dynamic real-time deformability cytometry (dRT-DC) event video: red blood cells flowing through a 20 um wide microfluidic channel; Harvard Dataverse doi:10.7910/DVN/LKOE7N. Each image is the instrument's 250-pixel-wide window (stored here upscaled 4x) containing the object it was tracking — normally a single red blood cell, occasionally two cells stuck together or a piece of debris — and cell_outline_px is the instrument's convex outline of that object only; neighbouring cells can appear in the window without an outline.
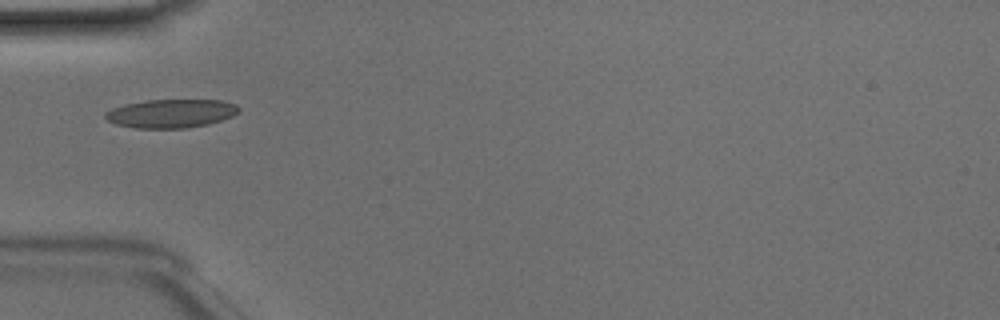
{"species": "Egyptian fruit bat (a non-hibernating species)", "species_latin": "Rousettus aegyptiacus", "temperature_condition": "room temperature", "stored_images_in_passage": 34, "camera_frame_rate_fps": 3000, "um_per_image_px": 0.085, "animal": {"sex": "male"}, "frame": {"image": 1, "passage_image": 1, "time_ms": 0.0, "image_size_px": [1000, 320], "cell_outline_px": [[240, 112], [232, 116], [208, 124], [184, 128], [136, 128], [116, 124], [108, 120], [104, 116], [104, 112], [112, 108], [124, 104], [144, 100], [220, 100], [236, 104], [240, 108]], "centroid_in_image_um": [14.53, 9.64], "position_along_channel_um": 70.5, "area_um2": 22.25}}
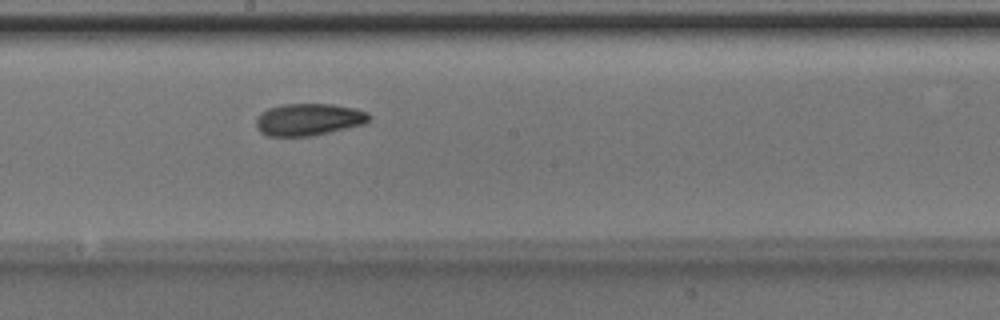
{"frame": {"image": 2, "passage_image": 12, "time_ms": 3.667, "image_size_px": [1000, 320], "cell_outline_px": [[372, 116], [364, 124], [312, 136], [268, 136], [260, 132], [256, 128], [256, 116], [260, 112], [268, 108], [280, 104], [332, 104], [356, 108], [368, 112]], "centroid_in_image_um": [26.21, 10.15], "position_along_channel_um": 222.0, "area_um2": 21.39}}
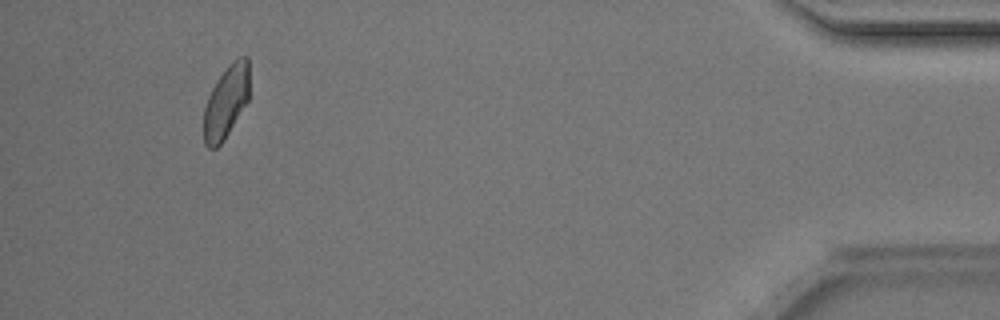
{"frame": {"image": 3, "passage_image": 31, "time_ms": 10.0, "image_size_px": [1000, 320], "cell_outline_px": [[248, 100], [224, 140], [216, 148], [208, 148], [204, 144], [204, 108], [208, 96], [212, 88], [228, 64], [232, 60], [240, 56], [248, 56]], "centroid_in_image_um": [19.21, 8.65], "position_along_channel_um": 416.0, "area_um2": 19.13}, "authors_computed_cell_mechanics": {"area_um2": 20.519, "velocity_mm_per_s": 4.1266, "shape_relaxation_time_tau1_ms": 3.8697, "shape_relaxation_time_tau2_ms": 4.738, "deformation_change_tau1": 0.1168, "deformation_change_tau2": 0.0846}}